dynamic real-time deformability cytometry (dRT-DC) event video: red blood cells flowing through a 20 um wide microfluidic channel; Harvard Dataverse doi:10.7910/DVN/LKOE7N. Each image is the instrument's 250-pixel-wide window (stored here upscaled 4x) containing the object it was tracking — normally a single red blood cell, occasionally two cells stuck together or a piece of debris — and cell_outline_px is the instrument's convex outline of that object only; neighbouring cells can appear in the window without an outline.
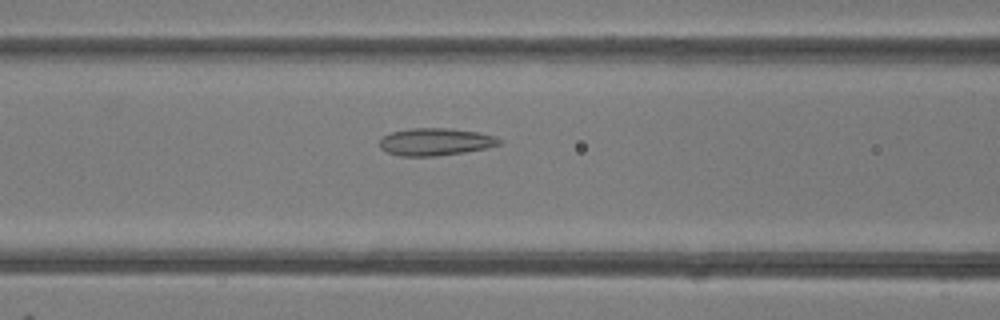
{"species": "common noctule bat (a hibernating species)", "species_latin": "Nyctalus noctula", "temperature_condition": "room temperature", "stored_images_in_passage": 34, "camera_frame_rate_fps": 3000, "um_per_image_px": 0.085, "animal": {"sex": "female"}, "frame": {"image": 1, "passage_image": 9, "time_ms": 2.667, "image_size_px": [1000, 320], "cell_outline_px": [[504, 140], [500, 144], [488, 148], [464, 152], [436, 156], [400, 156], [388, 152], [380, 148], [380, 140], [384, 136], [392, 132], [412, 128], [448, 128], [476, 132], [496, 136]], "centroid_in_image_um": [37.05, 12.06], "position_along_channel_um": 129.5, "area_um2": 19.07}}
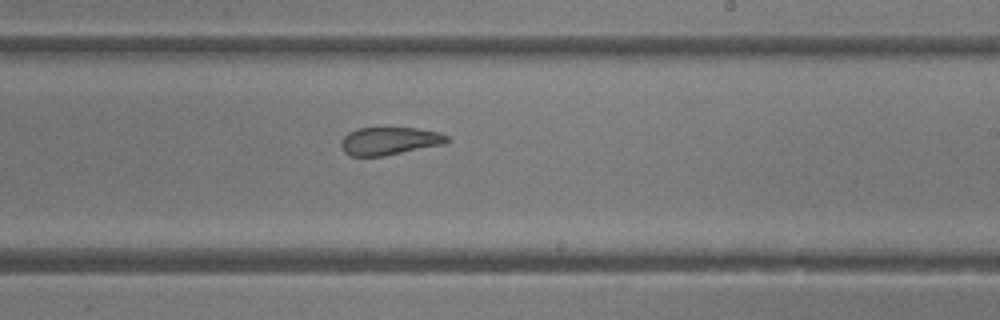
{"frame": {"image": 2, "passage_image": 18, "time_ms": 5.667, "image_size_px": [1000, 320], "cell_outline_px": [[452, 140], [444, 144], [384, 156], [352, 156], [344, 152], [340, 148], [340, 140], [348, 132], [356, 128], [416, 128], [440, 132], [448, 136]], "centroid_in_image_um": [33.1, 11.98], "position_along_channel_um": 255.9, "area_um2": 17.4}}
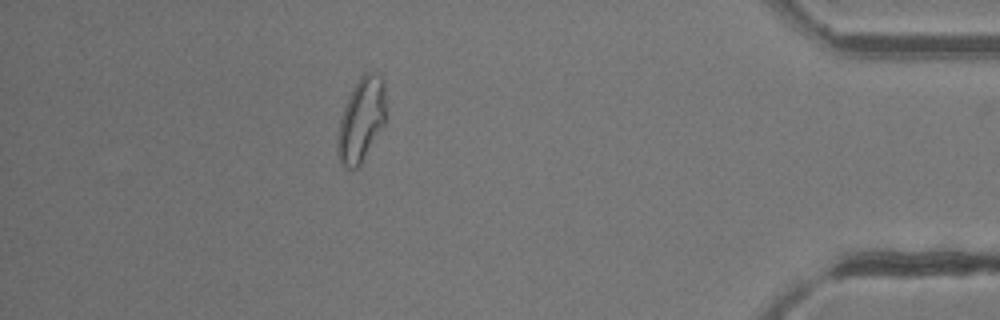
{"frame": {"image": 3, "passage_image": 32, "time_ms": 10.333, "image_size_px": [1000, 320], "cell_outline_px": [[384, 124], [360, 164], [352, 172], [344, 168], [340, 164], [336, 152], [336, 136], [340, 116], [348, 96], [352, 88], [360, 76], [364, 72], [372, 72], [380, 76], [384, 84]], "centroid_in_image_um": [30.64, 10.23], "position_along_channel_um": 404.6, "area_um2": 23.81}, "authors_computed_cell_mechanics": {"area_um2": 19.363, "velocity_mm_per_s": 4.2158, "shape_relaxation_time_tau1_ms": null, "shape_relaxation_time_tau2_ms": 1.2932, "deformation_change_tau1": null, "deformation_change_tau2": 0.0769}}